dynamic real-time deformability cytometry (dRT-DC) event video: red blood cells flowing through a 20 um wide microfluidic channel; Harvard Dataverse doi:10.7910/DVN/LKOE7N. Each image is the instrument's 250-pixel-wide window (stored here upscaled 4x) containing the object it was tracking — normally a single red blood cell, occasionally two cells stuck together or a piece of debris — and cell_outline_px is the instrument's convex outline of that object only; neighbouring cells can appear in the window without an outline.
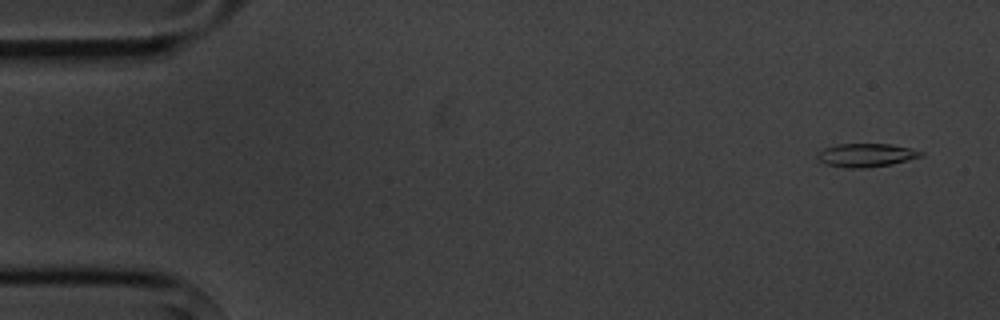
{"species": "common noctule bat (a hibernating species)", "species_latin": "Nyctalus noctula", "temperature_condition": "cold", "stored_images_in_passage": 3, "camera_frame_rate_fps": 3000, "um_per_image_px": 0.085, "animal": {"sex": "male", "body_mass_g": 20.1, "forearm_length_mm": 53.5}, "frame": {"image": 1, "passage_image": 1, "time_ms": 0.0, "image_size_px": [1000, 320], "cell_outline_px": [[924, 156], [892, 164], [868, 168], [848, 168], [824, 164], [816, 160], [816, 152], [824, 148], [840, 144], [888, 144], [908, 148], [924, 152]], "centroid_in_image_um": [73.57, 13.2], "position_along_channel_um": 11.4, "area_um2": 14.28}}